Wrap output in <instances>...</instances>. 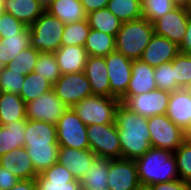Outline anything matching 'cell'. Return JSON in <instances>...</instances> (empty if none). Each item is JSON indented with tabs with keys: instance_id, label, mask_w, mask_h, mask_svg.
I'll return each mask as SVG.
<instances>
[{
	"instance_id": "9a60e30c",
	"label": "cell",
	"mask_w": 191,
	"mask_h": 190,
	"mask_svg": "<svg viewBox=\"0 0 191 190\" xmlns=\"http://www.w3.org/2000/svg\"><path fill=\"white\" fill-rule=\"evenodd\" d=\"M35 181L36 190H81L80 180L60 163L38 174Z\"/></svg>"
},
{
	"instance_id": "816d5d0a",
	"label": "cell",
	"mask_w": 191,
	"mask_h": 190,
	"mask_svg": "<svg viewBox=\"0 0 191 190\" xmlns=\"http://www.w3.org/2000/svg\"><path fill=\"white\" fill-rule=\"evenodd\" d=\"M185 10L191 15V0H188Z\"/></svg>"
},
{
	"instance_id": "d6a6232c",
	"label": "cell",
	"mask_w": 191,
	"mask_h": 190,
	"mask_svg": "<svg viewBox=\"0 0 191 190\" xmlns=\"http://www.w3.org/2000/svg\"><path fill=\"white\" fill-rule=\"evenodd\" d=\"M52 87L53 85L45 77L32 72L25 76L19 96L25 103H29L50 91Z\"/></svg>"
},
{
	"instance_id": "6da1fadb",
	"label": "cell",
	"mask_w": 191,
	"mask_h": 190,
	"mask_svg": "<svg viewBox=\"0 0 191 190\" xmlns=\"http://www.w3.org/2000/svg\"><path fill=\"white\" fill-rule=\"evenodd\" d=\"M122 158L135 160L150 148L148 118L136 114L120 103L115 115Z\"/></svg>"
},
{
	"instance_id": "ba28073f",
	"label": "cell",
	"mask_w": 191,
	"mask_h": 190,
	"mask_svg": "<svg viewBox=\"0 0 191 190\" xmlns=\"http://www.w3.org/2000/svg\"><path fill=\"white\" fill-rule=\"evenodd\" d=\"M86 130L87 125L72 108H68L56 124L57 143L60 147L90 149Z\"/></svg>"
},
{
	"instance_id": "5b68a950",
	"label": "cell",
	"mask_w": 191,
	"mask_h": 190,
	"mask_svg": "<svg viewBox=\"0 0 191 190\" xmlns=\"http://www.w3.org/2000/svg\"><path fill=\"white\" fill-rule=\"evenodd\" d=\"M119 98L91 95L75 104L72 109L85 125L115 122Z\"/></svg>"
},
{
	"instance_id": "f6af8a7d",
	"label": "cell",
	"mask_w": 191,
	"mask_h": 190,
	"mask_svg": "<svg viewBox=\"0 0 191 190\" xmlns=\"http://www.w3.org/2000/svg\"><path fill=\"white\" fill-rule=\"evenodd\" d=\"M20 179L0 165V189L10 190Z\"/></svg>"
},
{
	"instance_id": "11a10c76",
	"label": "cell",
	"mask_w": 191,
	"mask_h": 190,
	"mask_svg": "<svg viewBox=\"0 0 191 190\" xmlns=\"http://www.w3.org/2000/svg\"><path fill=\"white\" fill-rule=\"evenodd\" d=\"M191 94V82L185 88Z\"/></svg>"
},
{
	"instance_id": "bcb514c9",
	"label": "cell",
	"mask_w": 191,
	"mask_h": 190,
	"mask_svg": "<svg viewBox=\"0 0 191 190\" xmlns=\"http://www.w3.org/2000/svg\"><path fill=\"white\" fill-rule=\"evenodd\" d=\"M86 14L98 9L107 8L109 0H80Z\"/></svg>"
},
{
	"instance_id": "4fadbf2b",
	"label": "cell",
	"mask_w": 191,
	"mask_h": 190,
	"mask_svg": "<svg viewBox=\"0 0 191 190\" xmlns=\"http://www.w3.org/2000/svg\"><path fill=\"white\" fill-rule=\"evenodd\" d=\"M170 92L160 89L130 96L123 104L143 117L163 115L167 112Z\"/></svg>"
},
{
	"instance_id": "d590c367",
	"label": "cell",
	"mask_w": 191,
	"mask_h": 190,
	"mask_svg": "<svg viewBox=\"0 0 191 190\" xmlns=\"http://www.w3.org/2000/svg\"><path fill=\"white\" fill-rule=\"evenodd\" d=\"M39 51L33 47H28L21 51L15 58L14 61L7 64L5 67L8 70H16L21 75H28L34 72L35 65L39 57Z\"/></svg>"
},
{
	"instance_id": "44dd1931",
	"label": "cell",
	"mask_w": 191,
	"mask_h": 190,
	"mask_svg": "<svg viewBox=\"0 0 191 190\" xmlns=\"http://www.w3.org/2000/svg\"><path fill=\"white\" fill-rule=\"evenodd\" d=\"M84 73L93 95L110 97L108 69L104 57L88 56Z\"/></svg>"
},
{
	"instance_id": "e0dca14e",
	"label": "cell",
	"mask_w": 191,
	"mask_h": 190,
	"mask_svg": "<svg viewBox=\"0 0 191 190\" xmlns=\"http://www.w3.org/2000/svg\"><path fill=\"white\" fill-rule=\"evenodd\" d=\"M157 89L154 80V67L141 59L133 60L132 74L126 93L120 98L124 103L130 96L151 92Z\"/></svg>"
},
{
	"instance_id": "52a82bcc",
	"label": "cell",
	"mask_w": 191,
	"mask_h": 190,
	"mask_svg": "<svg viewBox=\"0 0 191 190\" xmlns=\"http://www.w3.org/2000/svg\"><path fill=\"white\" fill-rule=\"evenodd\" d=\"M151 147L176 151L187 138L185 131L175 125L166 114L148 118Z\"/></svg>"
},
{
	"instance_id": "1f68e13d",
	"label": "cell",
	"mask_w": 191,
	"mask_h": 190,
	"mask_svg": "<svg viewBox=\"0 0 191 190\" xmlns=\"http://www.w3.org/2000/svg\"><path fill=\"white\" fill-rule=\"evenodd\" d=\"M37 174L58 163L59 145L25 147Z\"/></svg>"
},
{
	"instance_id": "ac0fdd59",
	"label": "cell",
	"mask_w": 191,
	"mask_h": 190,
	"mask_svg": "<svg viewBox=\"0 0 191 190\" xmlns=\"http://www.w3.org/2000/svg\"><path fill=\"white\" fill-rule=\"evenodd\" d=\"M97 158L91 149L78 150L69 147H60L58 152V163L65 166L74 178L81 180L91 163Z\"/></svg>"
},
{
	"instance_id": "7a4b0ae2",
	"label": "cell",
	"mask_w": 191,
	"mask_h": 190,
	"mask_svg": "<svg viewBox=\"0 0 191 190\" xmlns=\"http://www.w3.org/2000/svg\"><path fill=\"white\" fill-rule=\"evenodd\" d=\"M138 179L142 187L180 179L173 152L151 147L135 159Z\"/></svg>"
},
{
	"instance_id": "ffe728a7",
	"label": "cell",
	"mask_w": 191,
	"mask_h": 190,
	"mask_svg": "<svg viewBox=\"0 0 191 190\" xmlns=\"http://www.w3.org/2000/svg\"><path fill=\"white\" fill-rule=\"evenodd\" d=\"M24 132V147L59 145L56 125L52 123L27 119Z\"/></svg>"
},
{
	"instance_id": "277c9868",
	"label": "cell",
	"mask_w": 191,
	"mask_h": 190,
	"mask_svg": "<svg viewBox=\"0 0 191 190\" xmlns=\"http://www.w3.org/2000/svg\"><path fill=\"white\" fill-rule=\"evenodd\" d=\"M65 24L44 11L30 26V46L39 52L54 53L61 47Z\"/></svg>"
},
{
	"instance_id": "60d3db41",
	"label": "cell",
	"mask_w": 191,
	"mask_h": 190,
	"mask_svg": "<svg viewBox=\"0 0 191 190\" xmlns=\"http://www.w3.org/2000/svg\"><path fill=\"white\" fill-rule=\"evenodd\" d=\"M154 80L156 82L157 89L165 90L168 92H173L177 89H181L175 81L172 62L154 67Z\"/></svg>"
},
{
	"instance_id": "db71d44e",
	"label": "cell",
	"mask_w": 191,
	"mask_h": 190,
	"mask_svg": "<svg viewBox=\"0 0 191 190\" xmlns=\"http://www.w3.org/2000/svg\"><path fill=\"white\" fill-rule=\"evenodd\" d=\"M185 134H186V137H187V138L191 139V126H190V128L185 132Z\"/></svg>"
},
{
	"instance_id": "e575fe53",
	"label": "cell",
	"mask_w": 191,
	"mask_h": 190,
	"mask_svg": "<svg viewBox=\"0 0 191 190\" xmlns=\"http://www.w3.org/2000/svg\"><path fill=\"white\" fill-rule=\"evenodd\" d=\"M90 29L87 19L65 24L61 46H84Z\"/></svg>"
},
{
	"instance_id": "8d00e7d4",
	"label": "cell",
	"mask_w": 191,
	"mask_h": 190,
	"mask_svg": "<svg viewBox=\"0 0 191 190\" xmlns=\"http://www.w3.org/2000/svg\"><path fill=\"white\" fill-rule=\"evenodd\" d=\"M34 72L45 77L52 85L61 77L54 53L40 52Z\"/></svg>"
},
{
	"instance_id": "7dc6e473",
	"label": "cell",
	"mask_w": 191,
	"mask_h": 190,
	"mask_svg": "<svg viewBox=\"0 0 191 190\" xmlns=\"http://www.w3.org/2000/svg\"><path fill=\"white\" fill-rule=\"evenodd\" d=\"M179 52L183 54H191V15H189L186 34L179 45Z\"/></svg>"
},
{
	"instance_id": "4316f807",
	"label": "cell",
	"mask_w": 191,
	"mask_h": 190,
	"mask_svg": "<svg viewBox=\"0 0 191 190\" xmlns=\"http://www.w3.org/2000/svg\"><path fill=\"white\" fill-rule=\"evenodd\" d=\"M109 159L96 158L80 180L81 190L107 189Z\"/></svg>"
},
{
	"instance_id": "cb8c5ba5",
	"label": "cell",
	"mask_w": 191,
	"mask_h": 190,
	"mask_svg": "<svg viewBox=\"0 0 191 190\" xmlns=\"http://www.w3.org/2000/svg\"><path fill=\"white\" fill-rule=\"evenodd\" d=\"M6 13L13 15L27 27H30L45 9L37 0H2Z\"/></svg>"
},
{
	"instance_id": "f546056e",
	"label": "cell",
	"mask_w": 191,
	"mask_h": 190,
	"mask_svg": "<svg viewBox=\"0 0 191 190\" xmlns=\"http://www.w3.org/2000/svg\"><path fill=\"white\" fill-rule=\"evenodd\" d=\"M84 48L88 56H107L116 50L115 37L96 29H90Z\"/></svg>"
},
{
	"instance_id": "c3c4849f",
	"label": "cell",
	"mask_w": 191,
	"mask_h": 190,
	"mask_svg": "<svg viewBox=\"0 0 191 190\" xmlns=\"http://www.w3.org/2000/svg\"><path fill=\"white\" fill-rule=\"evenodd\" d=\"M10 190H36L35 179H20Z\"/></svg>"
},
{
	"instance_id": "4dcf8cb0",
	"label": "cell",
	"mask_w": 191,
	"mask_h": 190,
	"mask_svg": "<svg viewBox=\"0 0 191 190\" xmlns=\"http://www.w3.org/2000/svg\"><path fill=\"white\" fill-rule=\"evenodd\" d=\"M87 20L91 29L99 30L114 37L123 23L108 8L98 9L87 14Z\"/></svg>"
},
{
	"instance_id": "603a6c76",
	"label": "cell",
	"mask_w": 191,
	"mask_h": 190,
	"mask_svg": "<svg viewBox=\"0 0 191 190\" xmlns=\"http://www.w3.org/2000/svg\"><path fill=\"white\" fill-rule=\"evenodd\" d=\"M54 55L61 74L83 72L88 59L84 46H61Z\"/></svg>"
},
{
	"instance_id": "d6986e66",
	"label": "cell",
	"mask_w": 191,
	"mask_h": 190,
	"mask_svg": "<svg viewBox=\"0 0 191 190\" xmlns=\"http://www.w3.org/2000/svg\"><path fill=\"white\" fill-rule=\"evenodd\" d=\"M166 115L183 131L191 126V94L185 89L170 92Z\"/></svg>"
},
{
	"instance_id": "9c48e42d",
	"label": "cell",
	"mask_w": 191,
	"mask_h": 190,
	"mask_svg": "<svg viewBox=\"0 0 191 190\" xmlns=\"http://www.w3.org/2000/svg\"><path fill=\"white\" fill-rule=\"evenodd\" d=\"M52 89L60 100L69 108H72L82 99L93 95L91 84L84 71L79 73L62 74L53 84Z\"/></svg>"
},
{
	"instance_id": "6f0895ef",
	"label": "cell",
	"mask_w": 191,
	"mask_h": 190,
	"mask_svg": "<svg viewBox=\"0 0 191 190\" xmlns=\"http://www.w3.org/2000/svg\"><path fill=\"white\" fill-rule=\"evenodd\" d=\"M139 190H148L146 187H141Z\"/></svg>"
},
{
	"instance_id": "b9f144b4",
	"label": "cell",
	"mask_w": 191,
	"mask_h": 190,
	"mask_svg": "<svg viewBox=\"0 0 191 190\" xmlns=\"http://www.w3.org/2000/svg\"><path fill=\"white\" fill-rule=\"evenodd\" d=\"M25 76L16 70H8L4 67L0 71V89L3 92L20 94Z\"/></svg>"
},
{
	"instance_id": "74e56055",
	"label": "cell",
	"mask_w": 191,
	"mask_h": 190,
	"mask_svg": "<svg viewBox=\"0 0 191 190\" xmlns=\"http://www.w3.org/2000/svg\"><path fill=\"white\" fill-rule=\"evenodd\" d=\"M173 155L176 159L179 178L191 183V139L186 138Z\"/></svg>"
},
{
	"instance_id": "f1b7e54d",
	"label": "cell",
	"mask_w": 191,
	"mask_h": 190,
	"mask_svg": "<svg viewBox=\"0 0 191 190\" xmlns=\"http://www.w3.org/2000/svg\"><path fill=\"white\" fill-rule=\"evenodd\" d=\"M30 47V27H26L19 35L0 39L1 61L6 66L24 49Z\"/></svg>"
},
{
	"instance_id": "ee69618b",
	"label": "cell",
	"mask_w": 191,
	"mask_h": 190,
	"mask_svg": "<svg viewBox=\"0 0 191 190\" xmlns=\"http://www.w3.org/2000/svg\"><path fill=\"white\" fill-rule=\"evenodd\" d=\"M148 190H190V183L181 179L152 184L146 187Z\"/></svg>"
},
{
	"instance_id": "5bb4252c",
	"label": "cell",
	"mask_w": 191,
	"mask_h": 190,
	"mask_svg": "<svg viewBox=\"0 0 191 190\" xmlns=\"http://www.w3.org/2000/svg\"><path fill=\"white\" fill-rule=\"evenodd\" d=\"M189 13L176 7L153 23L154 34L167 38L178 46L186 34Z\"/></svg>"
},
{
	"instance_id": "d4e9b609",
	"label": "cell",
	"mask_w": 191,
	"mask_h": 190,
	"mask_svg": "<svg viewBox=\"0 0 191 190\" xmlns=\"http://www.w3.org/2000/svg\"><path fill=\"white\" fill-rule=\"evenodd\" d=\"M26 117V103L15 93L0 92V125L5 126L14 121L24 120Z\"/></svg>"
},
{
	"instance_id": "f907efd6",
	"label": "cell",
	"mask_w": 191,
	"mask_h": 190,
	"mask_svg": "<svg viewBox=\"0 0 191 190\" xmlns=\"http://www.w3.org/2000/svg\"><path fill=\"white\" fill-rule=\"evenodd\" d=\"M53 0H37V2L46 10Z\"/></svg>"
},
{
	"instance_id": "484cf974",
	"label": "cell",
	"mask_w": 191,
	"mask_h": 190,
	"mask_svg": "<svg viewBox=\"0 0 191 190\" xmlns=\"http://www.w3.org/2000/svg\"><path fill=\"white\" fill-rule=\"evenodd\" d=\"M45 11L60 19L64 24L87 19L80 0H53Z\"/></svg>"
},
{
	"instance_id": "836d02e7",
	"label": "cell",
	"mask_w": 191,
	"mask_h": 190,
	"mask_svg": "<svg viewBox=\"0 0 191 190\" xmlns=\"http://www.w3.org/2000/svg\"><path fill=\"white\" fill-rule=\"evenodd\" d=\"M140 0H109L107 8L122 22L142 18Z\"/></svg>"
},
{
	"instance_id": "8fae6325",
	"label": "cell",
	"mask_w": 191,
	"mask_h": 190,
	"mask_svg": "<svg viewBox=\"0 0 191 190\" xmlns=\"http://www.w3.org/2000/svg\"><path fill=\"white\" fill-rule=\"evenodd\" d=\"M68 108L51 89L26 103V117L30 120H40L56 125Z\"/></svg>"
},
{
	"instance_id": "681fc988",
	"label": "cell",
	"mask_w": 191,
	"mask_h": 190,
	"mask_svg": "<svg viewBox=\"0 0 191 190\" xmlns=\"http://www.w3.org/2000/svg\"><path fill=\"white\" fill-rule=\"evenodd\" d=\"M188 0H171V3L176 7L185 8Z\"/></svg>"
},
{
	"instance_id": "8992f818",
	"label": "cell",
	"mask_w": 191,
	"mask_h": 190,
	"mask_svg": "<svg viewBox=\"0 0 191 190\" xmlns=\"http://www.w3.org/2000/svg\"><path fill=\"white\" fill-rule=\"evenodd\" d=\"M87 137L90 149L97 158H122L120 139L115 122L111 124L87 125Z\"/></svg>"
},
{
	"instance_id": "83f0119b",
	"label": "cell",
	"mask_w": 191,
	"mask_h": 190,
	"mask_svg": "<svg viewBox=\"0 0 191 190\" xmlns=\"http://www.w3.org/2000/svg\"><path fill=\"white\" fill-rule=\"evenodd\" d=\"M27 119L0 125V156L20 147H24Z\"/></svg>"
},
{
	"instance_id": "7c38bea8",
	"label": "cell",
	"mask_w": 191,
	"mask_h": 190,
	"mask_svg": "<svg viewBox=\"0 0 191 190\" xmlns=\"http://www.w3.org/2000/svg\"><path fill=\"white\" fill-rule=\"evenodd\" d=\"M141 187L135 160L109 159L108 190H139Z\"/></svg>"
},
{
	"instance_id": "3957f363",
	"label": "cell",
	"mask_w": 191,
	"mask_h": 190,
	"mask_svg": "<svg viewBox=\"0 0 191 190\" xmlns=\"http://www.w3.org/2000/svg\"><path fill=\"white\" fill-rule=\"evenodd\" d=\"M153 35V24L143 17L123 22L115 36L116 51L129 59H140Z\"/></svg>"
},
{
	"instance_id": "2e32d148",
	"label": "cell",
	"mask_w": 191,
	"mask_h": 190,
	"mask_svg": "<svg viewBox=\"0 0 191 190\" xmlns=\"http://www.w3.org/2000/svg\"><path fill=\"white\" fill-rule=\"evenodd\" d=\"M179 53V46L165 37L154 34L142 53L141 60L149 66L157 67L170 63Z\"/></svg>"
},
{
	"instance_id": "7bdbcfd3",
	"label": "cell",
	"mask_w": 191,
	"mask_h": 190,
	"mask_svg": "<svg viewBox=\"0 0 191 190\" xmlns=\"http://www.w3.org/2000/svg\"><path fill=\"white\" fill-rule=\"evenodd\" d=\"M27 26L9 13L0 17V39L7 36L19 35Z\"/></svg>"
},
{
	"instance_id": "9f6ffc18",
	"label": "cell",
	"mask_w": 191,
	"mask_h": 190,
	"mask_svg": "<svg viewBox=\"0 0 191 190\" xmlns=\"http://www.w3.org/2000/svg\"><path fill=\"white\" fill-rule=\"evenodd\" d=\"M5 66H4V64L2 63V61H1V56H0V71L4 68Z\"/></svg>"
},
{
	"instance_id": "f5cc1de1",
	"label": "cell",
	"mask_w": 191,
	"mask_h": 190,
	"mask_svg": "<svg viewBox=\"0 0 191 190\" xmlns=\"http://www.w3.org/2000/svg\"><path fill=\"white\" fill-rule=\"evenodd\" d=\"M5 13L3 1L0 0V17Z\"/></svg>"
},
{
	"instance_id": "30bf717a",
	"label": "cell",
	"mask_w": 191,
	"mask_h": 190,
	"mask_svg": "<svg viewBox=\"0 0 191 190\" xmlns=\"http://www.w3.org/2000/svg\"><path fill=\"white\" fill-rule=\"evenodd\" d=\"M108 69L110 97L121 98L127 91L132 74L133 60L118 51L104 56Z\"/></svg>"
},
{
	"instance_id": "f35d334b",
	"label": "cell",
	"mask_w": 191,
	"mask_h": 190,
	"mask_svg": "<svg viewBox=\"0 0 191 190\" xmlns=\"http://www.w3.org/2000/svg\"><path fill=\"white\" fill-rule=\"evenodd\" d=\"M141 5L142 17L152 24L157 19L176 8V6L171 3V0H144Z\"/></svg>"
},
{
	"instance_id": "ab89813d",
	"label": "cell",
	"mask_w": 191,
	"mask_h": 190,
	"mask_svg": "<svg viewBox=\"0 0 191 190\" xmlns=\"http://www.w3.org/2000/svg\"><path fill=\"white\" fill-rule=\"evenodd\" d=\"M175 81L180 88H186L191 82V54L178 53L172 61Z\"/></svg>"
},
{
	"instance_id": "7402d4cb",
	"label": "cell",
	"mask_w": 191,
	"mask_h": 190,
	"mask_svg": "<svg viewBox=\"0 0 191 190\" xmlns=\"http://www.w3.org/2000/svg\"><path fill=\"white\" fill-rule=\"evenodd\" d=\"M0 165L19 179H35L38 175L25 147L0 156Z\"/></svg>"
}]
</instances>
